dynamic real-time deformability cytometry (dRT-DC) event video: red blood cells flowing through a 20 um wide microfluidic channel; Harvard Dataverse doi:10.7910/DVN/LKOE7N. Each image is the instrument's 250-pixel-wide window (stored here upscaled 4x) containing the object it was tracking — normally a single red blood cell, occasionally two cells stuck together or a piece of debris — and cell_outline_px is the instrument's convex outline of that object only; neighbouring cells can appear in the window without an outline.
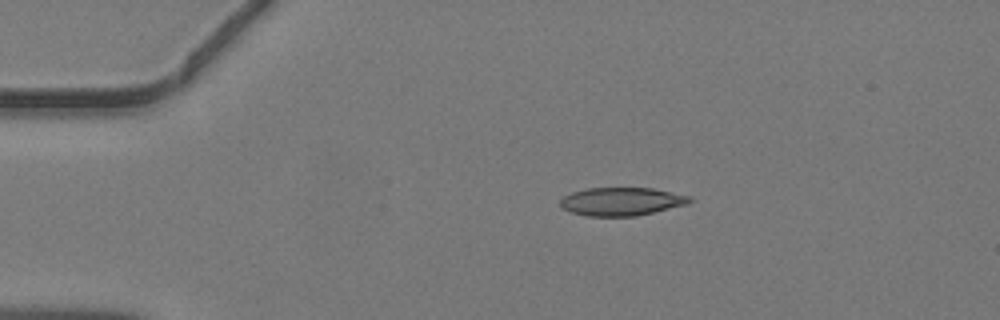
{"species": "common noctule bat (a hibernating species)", "species_latin": "Nyctalus noctula", "temperature_condition": "warm", "stored_images_in_passage": 38, "camera_frame_rate_fps": 3000, "um_per_image_px": 0.085, "animal": {"sex": "male", "body_mass_g": 19.2, "forearm_length_mm": 51.8}, "frame": {"image": 1, "passage_image": 1, "time_ms": 0.0, "image_size_px": [1000, 320], "cell_outline_px": [[696, 200], [688, 204], [636, 216], [588, 216], [572, 212], [560, 208], [560, 200], [564, 196], [572, 192], [588, 188], [652, 188], [692, 196]], "centroid_in_image_um": [52.86, 17.12], "position_along_channel_um": 32.1, "area_um2": 21.39}}
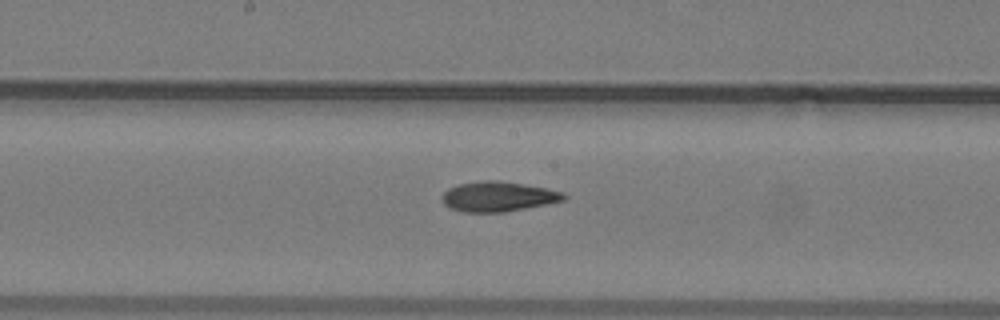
{"frame": {"image": 2, "passage_image": 16, "time_ms": 5.0, "image_size_px": [1000, 320], "cell_outline_px": [[568, 196], [564, 200], [504, 212], [464, 212], [448, 208], [444, 204], [440, 196], [448, 188], [456, 184], [480, 180], [500, 180], [544, 188], [564, 192]], "centroid_in_image_um": [42.27, 16.7], "position_along_channel_um": 205.9, "area_um2": 21.33}}
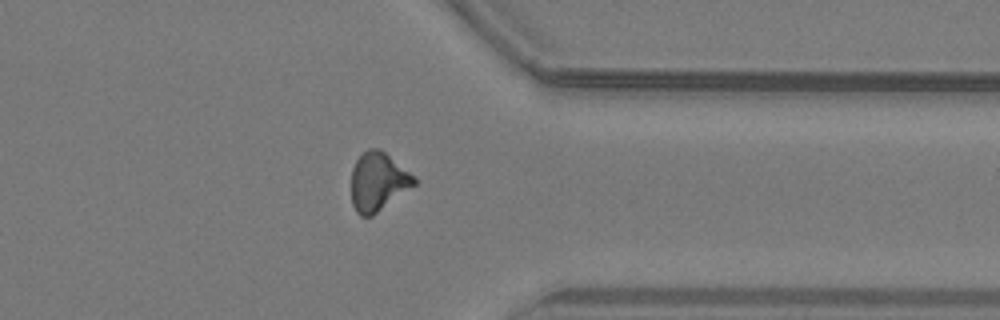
{"frame": {"image": 3, "passage_image": 28, "time_ms": 9.0, "image_size_px": [1000, 320], "cell_outline_px": [[416, 184], [372, 216], [360, 216], [356, 212], [352, 204], [352, 168], [356, 160], [368, 148], [380, 148], [408, 172], [416, 180]], "centroid_in_image_um": [32.1, 15.45], "position_along_channel_um": 379.3, "area_um2": 21.04}}